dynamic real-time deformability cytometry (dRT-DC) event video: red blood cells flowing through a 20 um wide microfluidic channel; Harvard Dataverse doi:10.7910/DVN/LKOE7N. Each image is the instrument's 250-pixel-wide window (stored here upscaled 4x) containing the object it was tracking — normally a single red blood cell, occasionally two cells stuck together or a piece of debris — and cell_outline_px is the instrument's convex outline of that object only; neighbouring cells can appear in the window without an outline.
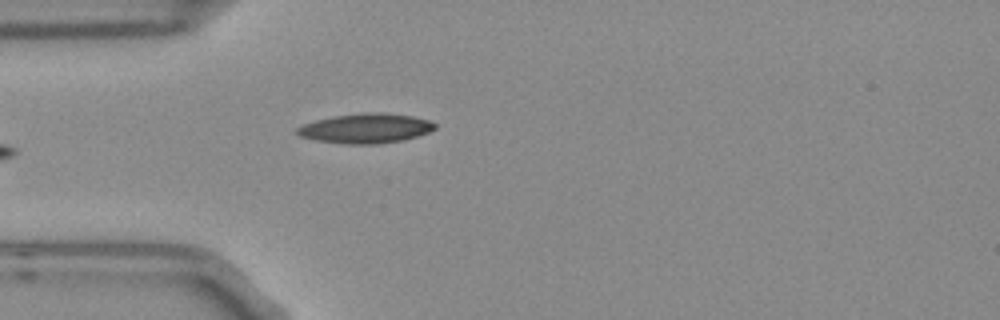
{"species": "Egyptian fruit bat (a non-hibernating species)", "species_latin": "Rousettus aegyptiacus", "temperature_condition": "room temperature", "stored_images_in_passage": 5, "camera_frame_rate_fps": 3000, "um_per_image_px": 0.085, "frame": {"image": 1, "passage_image": 5, "time_ms": 1.333, "image_size_px": [1000, 320], "cell_outline_px": [[436, 128], [428, 132], [404, 140], [376, 144], [348, 144], [316, 140], [300, 136], [296, 132], [296, 128], [304, 124], [316, 120], [332, 116], [360, 112], [384, 112], [412, 116], [428, 120], [436, 124]], "centroid_in_image_um": [31.08, 10.9], "position_along_channel_um": 53.9, "area_um2": 23.87}}